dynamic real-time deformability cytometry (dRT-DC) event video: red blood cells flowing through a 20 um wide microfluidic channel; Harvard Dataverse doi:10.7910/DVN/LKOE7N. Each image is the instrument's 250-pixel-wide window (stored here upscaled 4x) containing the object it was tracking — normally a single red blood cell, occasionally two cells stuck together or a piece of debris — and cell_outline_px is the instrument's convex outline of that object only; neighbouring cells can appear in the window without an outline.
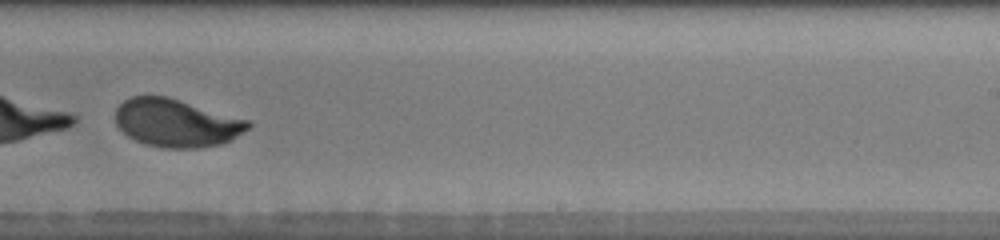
{"species": "human", "species_latin": "Homo sapiens", "temperature_condition": "warm", "stored_images_in_passage": 42, "camera_frame_rate_fps": 3000, "um_per_image_px": 0.085, "donor": {"sex": "male"}, "frame": {"image": 1, "passage_image": 27, "time_ms": 10.0, "image_size_px": [1000, 240], "cell_outline_px": [[252, 124], [248, 128], [228, 140], [220, 144], [196, 148], [164, 148], [144, 144], [128, 136], [116, 124], [116, 108], [124, 100], [132, 96], [168, 96], [248, 120]], "centroid_in_image_um": [14.95, 10.44], "position_along_channel_um": 274.0, "area_um2": 36.7}}